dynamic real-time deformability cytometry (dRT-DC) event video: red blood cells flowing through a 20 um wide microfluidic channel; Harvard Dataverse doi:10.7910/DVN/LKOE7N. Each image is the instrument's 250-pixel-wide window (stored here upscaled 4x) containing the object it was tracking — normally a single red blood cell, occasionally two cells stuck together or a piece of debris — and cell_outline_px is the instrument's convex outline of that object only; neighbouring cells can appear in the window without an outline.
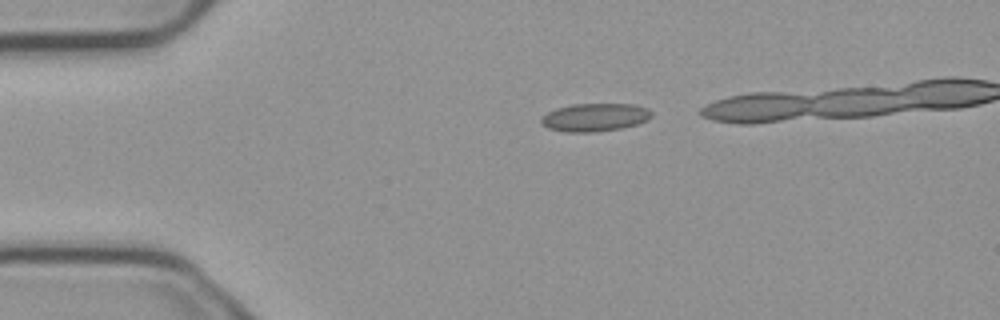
{"species": "common noctule bat (a hibernating species)", "species_latin": "Nyctalus noctula", "temperature_condition": "cold", "stored_images_in_passage": 3, "camera_frame_rate_fps": 3000, "um_per_image_px": 0.085, "animal": {"sex": "male", "body_mass_g": 23.1, "forearm_length_mm": 52.7}, "frame": {"image": 1, "passage_image": 1, "time_ms": 0.0, "image_size_px": [1000, 320], "cell_outline_px": [[652, 116], [648, 120], [636, 124], [620, 128], [592, 132], [564, 132], [548, 128], [540, 124], [540, 120], [548, 112], [556, 108], [572, 104], [636, 104], [648, 108], [652, 112]], "centroid_in_image_um": [50.56, 9.97], "position_along_channel_um": 34.4, "area_um2": 18.09}}